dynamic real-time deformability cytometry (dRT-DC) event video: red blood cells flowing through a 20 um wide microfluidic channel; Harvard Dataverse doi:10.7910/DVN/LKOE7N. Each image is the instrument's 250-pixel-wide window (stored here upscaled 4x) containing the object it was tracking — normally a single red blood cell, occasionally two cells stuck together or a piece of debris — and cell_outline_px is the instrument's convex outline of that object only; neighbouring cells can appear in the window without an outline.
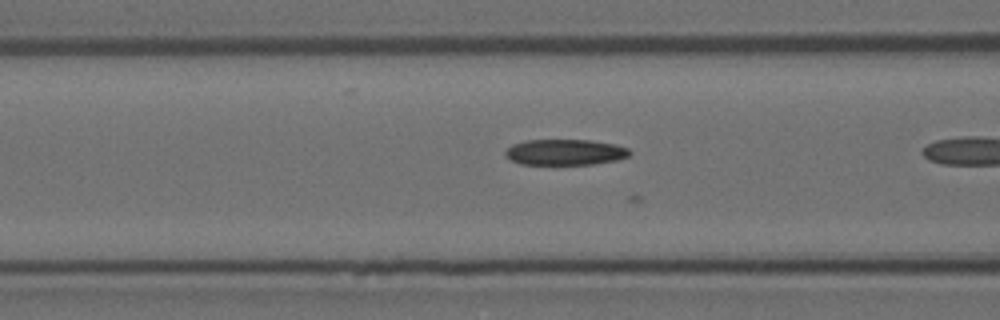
{"species": "Egyptian fruit bat (a non-hibernating species)", "species_latin": "Rousettus aegyptiacus", "temperature_condition": "room temperature", "stored_images_in_passage": 17, "camera_frame_rate_fps": 3000, "um_per_image_px": 0.085, "animal": {"sex": "female"}, "frame": {"image": 1, "passage_image": 8, "time_ms": 2.333, "image_size_px": [1000, 320], "cell_outline_px": [[632, 152], [628, 156], [616, 160], [592, 164], [520, 164], [508, 160], [504, 156], [504, 152], [512, 144], [524, 140], [592, 140], [616, 144], [628, 148]], "centroid_in_image_um": [48.0, 12.93], "position_along_channel_um": 118.6, "area_um2": 18.9}}